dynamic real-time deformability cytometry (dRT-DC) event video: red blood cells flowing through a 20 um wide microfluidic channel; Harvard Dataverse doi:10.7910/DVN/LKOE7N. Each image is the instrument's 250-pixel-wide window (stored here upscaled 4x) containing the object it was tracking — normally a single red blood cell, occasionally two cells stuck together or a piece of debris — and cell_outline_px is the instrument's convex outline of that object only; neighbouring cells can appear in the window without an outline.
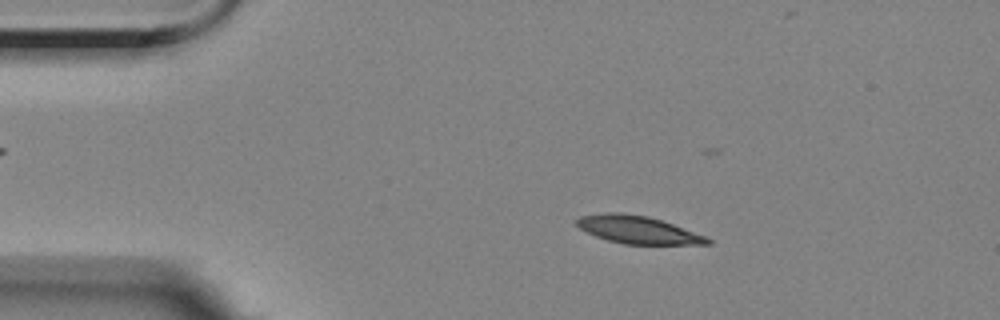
{"species": "Egyptian fruit bat (a non-hibernating species)", "species_latin": "Rousettus aegyptiacus", "temperature_condition": "room temperature", "stored_images_in_passage": 10, "segment_of_instrument_passage": [1, 2], "camera_frame_rate_fps": 3000, "um_per_image_px": 0.085, "animal": {"sex": "female"}, "frame": {"image": 1, "passage_image": 9, "time_ms": 2.667, "image_size_px": [1000, 320], "cell_outline_px": [[712, 244], [624, 244], [608, 240], [596, 236], [580, 228], [576, 224], [576, 220], [580, 216], [608, 212], [620, 212], [648, 216], [672, 224], [704, 236], [712, 240]], "centroid_in_image_um": [54.19, 19.52], "position_along_channel_um": 30.8, "area_um2": 20.75}}